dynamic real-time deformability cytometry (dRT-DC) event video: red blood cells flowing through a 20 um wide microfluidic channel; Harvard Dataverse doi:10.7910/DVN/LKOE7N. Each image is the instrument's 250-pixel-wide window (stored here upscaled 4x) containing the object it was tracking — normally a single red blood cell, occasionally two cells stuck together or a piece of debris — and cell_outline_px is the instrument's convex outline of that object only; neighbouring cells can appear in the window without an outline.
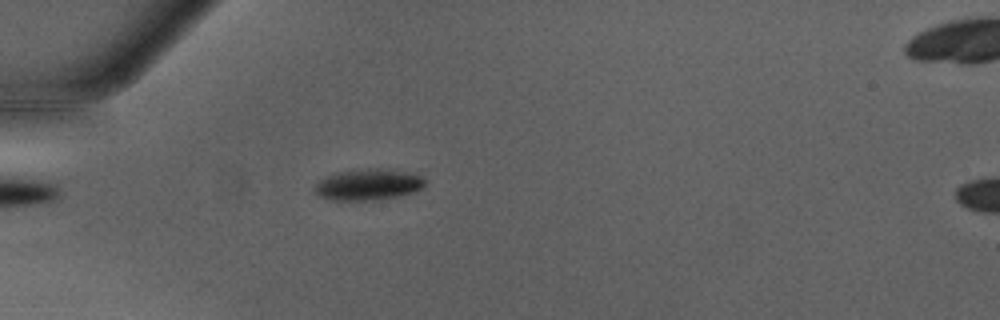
{"species": "Egyptian fruit bat (a non-hibernating species)", "species_latin": "Rousettus aegyptiacus", "temperature_condition": "warm", "stored_images_in_passage": 35, "camera_frame_rate_fps": 3000, "um_per_image_px": 0.085, "animal": {"sex": "male"}, "frame": {"image": 1, "passage_image": 1, "time_ms": 0.0, "image_size_px": [1000, 320], "cell_outline_px": [[428, 180], [416, 192], [400, 196], [376, 200], [332, 200], [320, 196], [316, 192], [316, 184], [320, 180], [336, 172], [396, 172], [420, 176]], "centroid_in_image_um": [31.29, 15.77], "position_along_channel_um": 53.7, "area_um2": 18.61}}
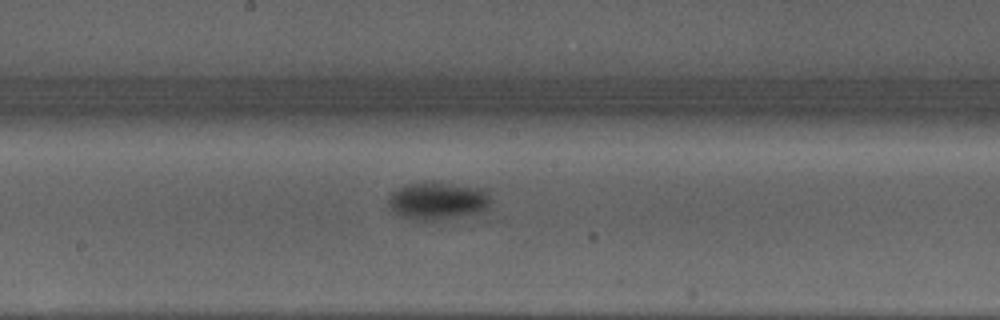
{"frame": {"image": 2, "passage_image": 13, "time_ms": 4.0, "image_size_px": [1000, 320], "cell_outline_px": [[488, 204], [484, 212], [432, 220], [424, 220], [404, 216], [396, 212], [388, 204], [388, 200], [392, 192], [404, 184], [424, 180], [432, 180], [488, 188]], "centroid_in_image_um": [37.24, 16.99], "position_along_channel_um": 211.0, "area_um2": 22.66}}
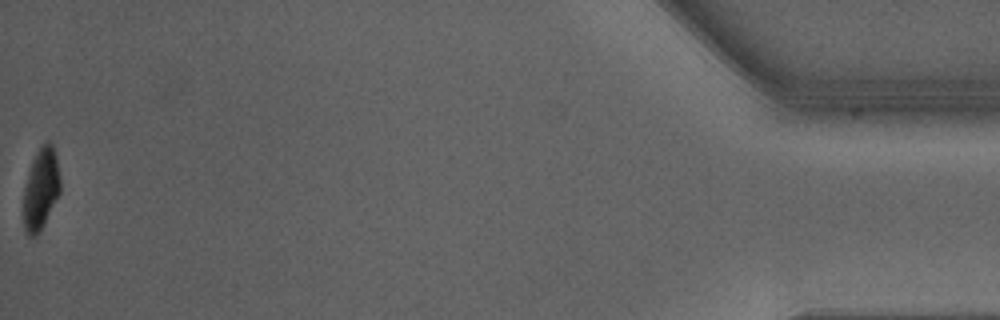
{"frame": {"image": 3, "passage_image": 35, "time_ms": 11.333, "image_size_px": [1000, 320], "cell_outline_px": [[60, 192], [36, 236], [28, 236], [24, 228], [24, 188], [28, 172], [32, 160], [40, 148], [48, 140], [52, 144], [56, 156], [60, 176]], "centroid_in_image_um": [3.47, 16.03], "position_along_channel_um": 431.7, "area_um2": 16.99}, "authors_computed_cell_mechanics": {"area_um2": 21.5016, "velocity_mm_per_s": 4.2805, "shape_relaxation_time_tau1_ms": 2.2553, "shape_relaxation_time_tau2_ms": null, "deformation_change_tau1": 0.1424, "deformation_change_tau2": null}}